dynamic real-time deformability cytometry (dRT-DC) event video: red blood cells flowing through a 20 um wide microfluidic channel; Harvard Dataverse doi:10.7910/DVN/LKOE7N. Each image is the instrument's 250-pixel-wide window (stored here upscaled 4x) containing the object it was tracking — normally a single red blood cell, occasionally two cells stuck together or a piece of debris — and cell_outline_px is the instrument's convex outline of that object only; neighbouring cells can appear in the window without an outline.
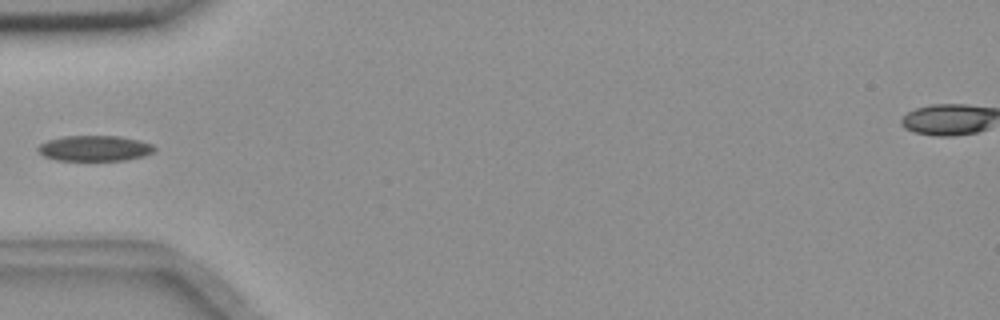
{"species": "common noctule bat (a hibernating species)", "species_latin": "Nyctalus noctula", "temperature_condition": "room temperature", "stored_images_in_passage": 4, "camera_frame_rate_fps": 3000, "um_per_image_px": 0.085, "animal": {"sex": "female", "body_mass_g": 18.4}, "frame": {"image": 1, "passage_image": 3, "time_ms": 0.667, "image_size_px": [1000, 320], "cell_outline_px": [[156, 148], [152, 152], [144, 156], [128, 160], [56, 160], [44, 156], [36, 148], [40, 144], [48, 140], [64, 136], [120, 136], [140, 140], [152, 144]], "centroid_in_image_um": [8.06, 12.6], "position_along_channel_um": 76.9, "area_um2": 17.34}}